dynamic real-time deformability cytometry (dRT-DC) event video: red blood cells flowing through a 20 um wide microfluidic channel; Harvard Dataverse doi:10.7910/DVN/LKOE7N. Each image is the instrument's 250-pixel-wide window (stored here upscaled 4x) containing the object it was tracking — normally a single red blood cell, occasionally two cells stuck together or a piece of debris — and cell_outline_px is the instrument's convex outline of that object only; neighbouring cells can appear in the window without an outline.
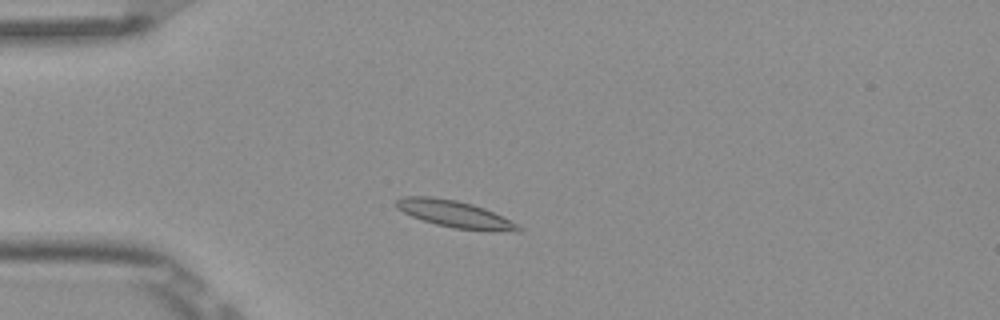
{"species": "Egyptian fruit bat (a non-hibernating species)", "species_latin": "Rousettus aegyptiacus", "temperature_condition": "room temperature", "stored_images_in_passage": 8, "camera_frame_rate_fps": 3000, "um_per_image_px": 0.085, "frame": {"image": 1, "passage_image": 2, "time_ms": 0.333, "image_size_px": [1000, 320], "cell_outline_px": [[524, 228], [520, 232], [512, 232], [456, 228], [436, 224], [412, 216], [396, 208], [396, 200], [400, 196], [432, 196], [456, 200], [472, 204], [484, 208], [520, 224]], "centroid_in_image_um": [38.7, 18.19], "position_along_channel_um": 46.3, "area_um2": 19.13}}
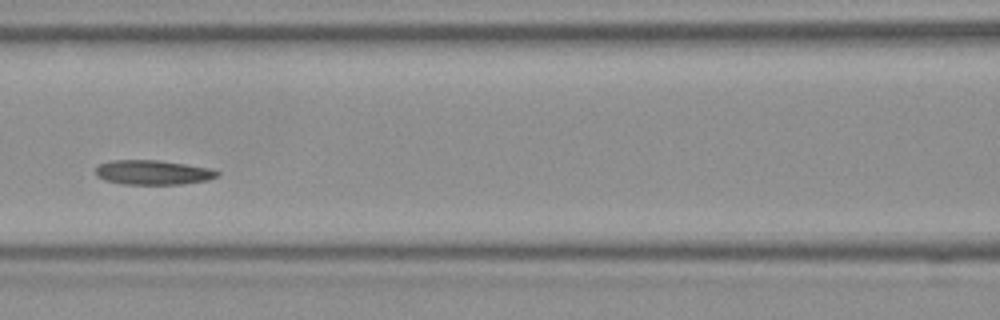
{"frame": {"image": 2, "passage_image": 5, "time_ms": 1.333, "image_size_px": [1000, 320], "cell_outline_px": [[220, 172], [216, 176], [208, 180], [184, 184], [124, 184], [104, 180], [96, 176], [96, 168], [100, 164], [112, 160], [160, 160], [208, 168]], "centroid_in_image_um": [12.97, 14.66], "position_along_channel_um": 153.6, "area_um2": 17.28}}
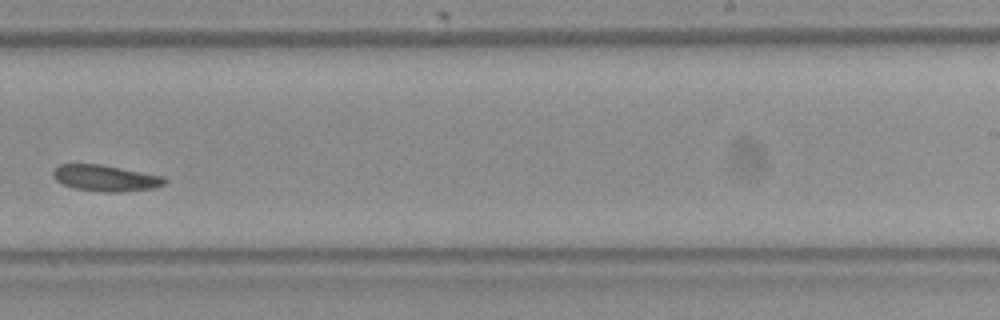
{"frame": {"image": 3, "passage_image": 8, "time_ms": 2.333, "image_size_px": [1000, 320], "cell_outline_px": [[168, 180], [164, 184], [152, 188], [124, 192], [100, 192], [72, 188], [56, 180], [52, 176], [52, 172], [60, 164], [100, 164], [164, 176]], "centroid_in_image_um": [8.97, 15.14], "position_along_channel_um": 280.0, "area_um2": 17.11}}